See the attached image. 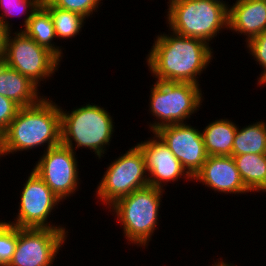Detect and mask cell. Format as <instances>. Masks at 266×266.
I'll list each match as a JSON object with an SVG mask.
<instances>
[{
  "mask_svg": "<svg viewBox=\"0 0 266 266\" xmlns=\"http://www.w3.org/2000/svg\"><path fill=\"white\" fill-rule=\"evenodd\" d=\"M232 4L228 11L229 31L247 36L245 42L266 31L264 0H236Z\"/></svg>",
  "mask_w": 266,
  "mask_h": 266,
  "instance_id": "9a60e30c",
  "label": "cell"
},
{
  "mask_svg": "<svg viewBox=\"0 0 266 266\" xmlns=\"http://www.w3.org/2000/svg\"><path fill=\"white\" fill-rule=\"evenodd\" d=\"M246 188L261 192L266 187V154L232 155Z\"/></svg>",
  "mask_w": 266,
  "mask_h": 266,
  "instance_id": "d6986e66",
  "label": "cell"
},
{
  "mask_svg": "<svg viewBox=\"0 0 266 266\" xmlns=\"http://www.w3.org/2000/svg\"><path fill=\"white\" fill-rule=\"evenodd\" d=\"M165 190L154 186L137 189L108 207L123 228L128 245L147 247L158 229L159 210Z\"/></svg>",
  "mask_w": 266,
  "mask_h": 266,
  "instance_id": "277c9868",
  "label": "cell"
},
{
  "mask_svg": "<svg viewBox=\"0 0 266 266\" xmlns=\"http://www.w3.org/2000/svg\"><path fill=\"white\" fill-rule=\"evenodd\" d=\"M8 32L9 30L0 21V63L3 62Z\"/></svg>",
  "mask_w": 266,
  "mask_h": 266,
  "instance_id": "4316f807",
  "label": "cell"
},
{
  "mask_svg": "<svg viewBox=\"0 0 266 266\" xmlns=\"http://www.w3.org/2000/svg\"><path fill=\"white\" fill-rule=\"evenodd\" d=\"M169 32L157 35L146 55L150 74L158 81L200 85L198 78L211 64L213 49L201 39Z\"/></svg>",
  "mask_w": 266,
  "mask_h": 266,
  "instance_id": "6da1fadb",
  "label": "cell"
},
{
  "mask_svg": "<svg viewBox=\"0 0 266 266\" xmlns=\"http://www.w3.org/2000/svg\"><path fill=\"white\" fill-rule=\"evenodd\" d=\"M53 6L81 14L85 18L97 12L103 0H48Z\"/></svg>",
  "mask_w": 266,
  "mask_h": 266,
  "instance_id": "d4e9b609",
  "label": "cell"
},
{
  "mask_svg": "<svg viewBox=\"0 0 266 266\" xmlns=\"http://www.w3.org/2000/svg\"><path fill=\"white\" fill-rule=\"evenodd\" d=\"M60 60L47 48L38 45L23 31H9L3 63L28 77L40 87L58 71Z\"/></svg>",
  "mask_w": 266,
  "mask_h": 266,
  "instance_id": "ba28073f",
  "label": "cell"
},
{
  "mask_svg": "<svg viewBox=\"0 0 266 266\" xmlns=\"http://www.w3.org/2000/svg\"><path fill=\"white\" fill-rule=\"evenodd\" d=\"M218 260V261H217ZM211 266H235L232 263H228L227 260L217 259ZM238 266V265H237Z\"/></svg>",
  "mask_w": 266,
  "mask_h": 266,
  "instance_id": "83f0119b",
  "label": "cell"
},
{
  "mask_svg": "<svg viewBox=\"0 0 266 266\" xmlns=\"http://www.w3.org/2000/svg\"><path fill=\"white\" fill-rule=\"evenodd\" d=\"M266 154V122H253L246 127H237L232 155Z\"/></svg>",
  "mask_w": 266,
  "mask_h": 266,
  "instance_id": "ffe728a7",
  "label": "cell"
},
{
  "mask_svg": "<svg viewBox=\"0 0 266 266\" xmlns=\"http://www.w3.org/2000/svg\"><path fill=\"white\" fill-rule=\"evenodd\" d=\"M42 5L50 12L57 39L68 40L82 32L81 28L87 18L79 13L57 8L48 0H42Z\"/></svg>",
  "mask_w": 266,
  "mask_h": 266,
  "instance_id": "44dd1931",
  "label": "cell"
},
{
  "mask_svg": "<svg viewBox=\"0 0 266 266\" xmlns=\"http://www.w3.org/2000/svg\"><path fill=\"white\" fill-rule=\"evenodd\" d=\"M3 156L5 157V154H4L3 150L0 149V159H1Z\"/></svg>",
  "mask_w": 266,
  "mask_h": 266,
  "instance_id": "f546056e",
  "label": "cell"
},
{
  "mask_svg": "<svg viewBox=\"0 0 266 266\" xmlns=\"http://www.w3.org/2000/svg\"><path fill=\"white\" fill-rule=\"evenodd\" d=\"M27 36L31 37L38 45L47 48L52 52L60 61L64 57L62 46H57L56 34L54 29V22L50 12L41 4L39 8L33 13L25 28L20 29ZM55 38V39H54Z\"/></svg>",
  "mask_w": 266,
  "mask_h": 266,
  "instance_id": "ac0fdd59",
  "label": "cell"
},
{
  "mask_svg": "<svg viewBox=\"0 0 266 266\" xmlns=\"http://www.w3.org/2000/svg\"><path fill=\"white\" fill-rule=\"evenodd\" d=\"M41 4L42 0H0V11H3L2 14L0 13V21L9 31H13L12 24L10 25V21L7 20L8 16L15 17L27 14L23 21V27L25 28L29 19Z\"/></svg>",
  "mask_w": 266,
  "mask_h": 266,
  "instance_id": "7402d4cb",
  "label": "cell"
},
{
  "mask_svg": "<svg viewBox=\"0 0 266 266\" xmlns=\"http://www.w3.org/2000/svg\"><path fill=\"white\" fill-rule=\"evenodd\" d=\"M43 151L32 170L63 202L79 191L78 157L71 148L63 144Z\"/></svg>",
  "mask_w": 266,
  "mask_h": 266,
  "instance_id": "9c48e42d",
  "label": "cell"
},
{
  "mask_svg": "<svg viewBox=\"0 0 266 266\" xmlns=\"http://www.w3.org/2000/svg\"><path fill=\"white\" fill-rule=\"evenodd\" d=\"M18 242V227L0 220V266H7Z\"/></svg>",
  "mask_w": 266,
  "mask_h": 266,
  "instance_id": "603a6c76",
  "label": "cell"
},
{
  "mask_svg": "<svg viewBox=\"0 0 266 266\" xmlns=\"http://www.w3.org/2000/svg\"><path fill=\"white\" fill-rule=\"evenodd\" d=\"M150 93L149 114L156 117L148 124L152 133L163 126L186 123L205 99L200 85L188 82L156 80Z\"/></svg>",
  "mask_w": 266,
  "mask_h": 266,
  "instance_id": "8992f818",
  "label": "cell"
},
{
  "mask_svg": "<svg viewBox=\"0 0 266 266\" xmlns=\"http://www.w3.org/2000/svg\"><path fill=\"white\" fill-rule=\"evenodd\" d=\"M20 106L13 100L0 95V134H2L15 118Z\"/></svg>",
  "mask_w": 266,
  "mask_h": 266,
  "instance_id": "484cf974",
  "label": "cell"
},
{
  "mask_svg": "<svg viewBox=\"0 0 266 266\" xmlns=\"http://www.w3.org/2000/svg\"><path fill=\"white\" fill-rule=\"evenodd\" d=\"M192 180L220 194L241 195L250 192L244 185L232 156H208Z\"/></svg>",
  "mask_w": 266,
  "mask_h": 266,
  "instance_id": "5bb4252c",
  "label": "cell"
},
{
  "mask_svg": "<svg viewBox=\"0 0 266 266\" xmlns=\"http://www.w3.org/2000/svg\"><path fill=\"white\" fill-rule=\"evenodd\" d=\"M210 1H212V2H214V3H216V4L221 5V6L224 7L227 11H229L230 8H231L230 4L228 5V2H227V4H226V1H223V0H210Z\"/></svg>",
  "mask_w": 266,
  "mask_h": 266,
  "instance_id": "f1b7e54d",
  "label": "cell"
},
{
  "mask_svg": "<svg viewBox=\"0 0 266 266\" xmlns=\"http://www.w3.org/2000/svg\"><path fill=\"white\" fill-rule=\"evenodd\" d=\"M66 229L18 228V242L7 266H53L67 237Z\"/></svg>",
  "mask_w": 266,
  "mask_h": 266,
  "instance_id": "8fae6325",
  "label": "cell"
},
{
  "mask_svg": "<svg viewBox=\"0 0 266 266\" xmlns=\"http://www.w3.org/2000/svg\"><path fill=\"white\" fill-rule=\"evenodd\" d=\"M246 46L249 50L248 53L253 56L256 64H259L263 70L257 78V84L264 86V84L266 85V31L251 38L246 42Z\"/></svg>",
  "mask_w": 266,
  "mask_h": 266,
  "instance_id": "cb8c5ba5",
  "label": "cell"
},
{
  "mask_svg": "<svg viewBox=\"0 0 266 266\" xmlns=\"http://www.w3.org/2000/svg\"><path fill=\"white\" fill-rule=\"evenodd\" d=\"M111 161L96 189L97 202L107 208L119 198L149 185L145 156L136 144Z\"/></svg>",
  "mask_w": 266,
  "mask_h": 266,
  "instance_id": "52a82bcc",
  "label": "cell"
},
{
  "mask_svg": "<svg viewBox=\"0 0 266 266\" xmlns=\"http://www.w3.org/2000/svg\"><path fill=\"white\" fill-rule=\"evenodd\" d=\"M155 133L193 178L208 158L201 130L188 123H179L163 126Z\"/></svg>",
  "mask_w": 266,
  "mask_h": 266,
  "instance_id": "7c38bea8",
  "label": "cell"
},
{
  "mask_svg": "<svg viewBox=\"0 0 266 266\" xmlns=\"http://www.w3.org/2000/svg\"><path fill=\"white\" fill-rule=\"evenodd\" d=\"M38 86L17 70L0 63V95L13 100L20 107L33 106L45 95Z\"/></svg>",
  "mask_w": 266,
  "mask_h": 266,
  "instance_id": "2e32d148",
  "label": "cell"
},
{
  "mask_svg": "<svg viewBox=\"0 0 266 266\" xmlns=\"http://www.w3.org/2000/svg\"><path fill=\"white\" fill-rule=\"evenodd\" d=\"M167 27L179 35L208 44L228 30V11L210 0H168ZM218 33V34H217Z\"/></svg>",
  "mask_w": 266,
  "mask_h": 266,
  "instance_id": "5b68a950",
  "label": "cell"
},
{
  "mask_svg": "<svg viewBox=\"0 0 266 266\" xmlns=\"http://www.w3.org/2000/svg\"><path fill=\"white\" fill-rule=\"evenodd\" d=\"M91 104L74 107L71 113L60 107L61 144L75 153L80 147L88 148L100 160L114 136L115 122L104 107Z\"/></svg>",
  "mask_w": 266,
  "mask_h": 266,
  "instance_id": "3957f363",
  "label": "cell"
},
{
  "mask_svg": "<svg viewBox=\"0 0 266 266\" xmlns=\"http://www.w3.org/2000/svg\"><path fill=\"white\" fill-rule=\"evenodd\" d=\"M237 125L230 119H216L201 131L208 156H232Z\"/></svg>",
  "mask_w": 266,
  "mask_h": 266,
  "instance_id": "e0dca14e",
  "label": "cell"
},
{
  "mask_svg": "<svg viewBox=\"0 0 266 266\" xmlns=\"http://www.w3.org/2000/svg\"><path fill=\"white\" fill-rule=\"evenodd\" d=\"M28 175L20 192L18 213L14 221L8 222L18 228L66 229L64 225L48 222L51 212L62 201L33 170Z\"/></svg>",
  "mask_w": 266,
  "mask_h": 266,
  "instance_id": "30bf717a",
  "label": "cell"
},
{
  "mask_svg": "<svg viewBox=\"0 0 266 266\" xmlns=\"http://www.w3.org/2000/svg\"><path fill=\"white\" fill-rule=\"evenodd\" d=\"M153 134L151 139L148 138L137 144L145 156L149 185L165 190L164 186H169L168 182L175 183L182 177L184 181L192 182V177L168 146L155 132Z\"/></svg>",
  "mask_w": 266,
  "mask_h": 266,
  "instance_id": "4fadbf2b",
  "label": "cell"
},
{
  "mask_svg": "<svg viewBox=\"0 0 266 266\" xmlns=\"http://www.w3.org/2000/svg\"><path fill=\"white\" fill-rule=\"evenodd\" d=\"M61 144L60 106L44 96L33 106L20 107L15 118L1 134V149L5 156Z\"/></svg>",
  "mask_w": 266,
  "mask_h": 266,
  "instance_id": "7a4b0ae2",
  "label": "cell"
}]
</instances>
